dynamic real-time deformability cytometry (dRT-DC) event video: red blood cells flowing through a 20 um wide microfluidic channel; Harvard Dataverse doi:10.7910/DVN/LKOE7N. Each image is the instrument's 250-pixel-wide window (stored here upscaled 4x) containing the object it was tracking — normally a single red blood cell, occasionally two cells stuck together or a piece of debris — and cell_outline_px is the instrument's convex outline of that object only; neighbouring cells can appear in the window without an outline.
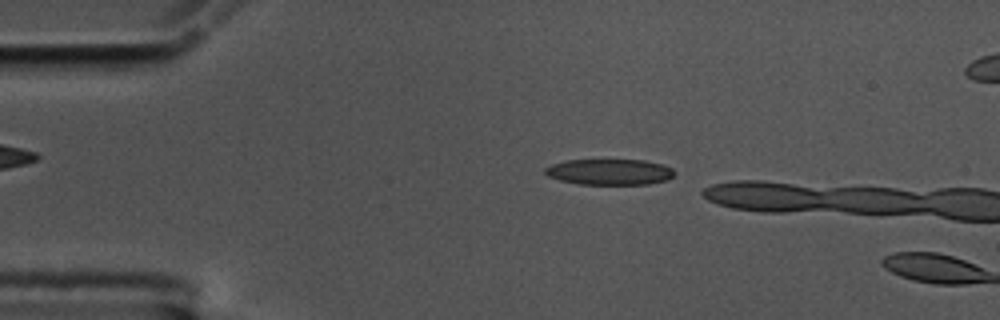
{"species": "common noctule bat (a hibernating species)", "species_latin": "Nyctalus noctula", "temperature_condition": "cold", "stored_images_in_passage": 5, "camera_frame_rate_fps": 3000, "um_per_image_px": 0.085, "animal": {"sex": "male", "body_mass_g": 17.5, "forearm_length_mm": 52.3}, "frame": {"image": 1, "passage_image": 4, "time_ms": 1.0, "image_size_px": [1000, 320], "cell_outline_px": [[676, 172], [668, 180], [648, 184], [580, 184], [560, 180], [548, 176], [544, 172], [544, 168], [552, 164], [568, 160], [644, 160], [664, 164], [672, 168]], "centroid_in_image_um": [51.84, 14.61], "position_along_channel_um": 33.2, "area_um2": 19.54}}